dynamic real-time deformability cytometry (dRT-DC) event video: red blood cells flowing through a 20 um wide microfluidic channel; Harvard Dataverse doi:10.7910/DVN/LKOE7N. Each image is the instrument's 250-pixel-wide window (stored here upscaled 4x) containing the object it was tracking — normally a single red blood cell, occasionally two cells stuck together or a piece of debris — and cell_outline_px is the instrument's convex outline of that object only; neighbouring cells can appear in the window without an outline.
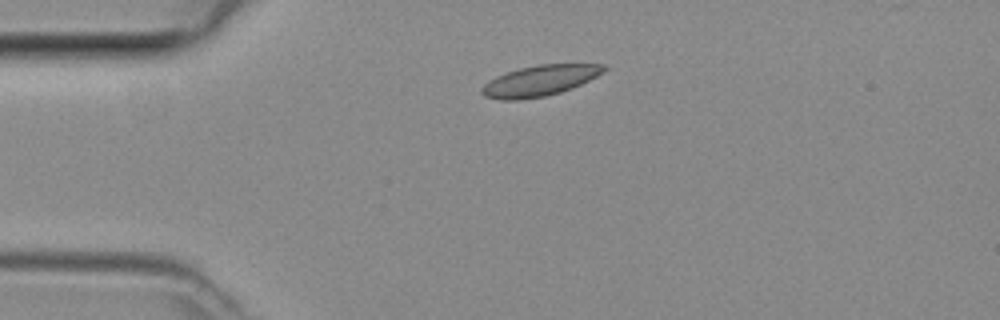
{"species": "common noctule bat (a hibernating species)", "species_latin": "Nyctalus noctula", "temperature_condition": "room temperature", "stored_images_in_passage": 3, "camera_frame_rate_fps": 3000, "um_per_image_px": 0.085, "animal": {"sex": "female", "body_mass_g": 29.2, "forearm_length_mm": 56.3}, "frame": {"image": 1, "passage_image": 1, "time_ms": 0.0, "image_size_px": [1000, 320], "cell_outline_px": [[608, 68], [604, 72], [572, 88], [560, 92], [544, 96], [520, 100], [500, 100], [484, 96], [480, 92], [480, 88], [488, 80], [496, 76], [520, 68], [540, 64], [604, 64]], "centroid_in_image_um": [45.85, 6.86], "position_along_channel_um": 39.2, "area_um2": 21.79}}